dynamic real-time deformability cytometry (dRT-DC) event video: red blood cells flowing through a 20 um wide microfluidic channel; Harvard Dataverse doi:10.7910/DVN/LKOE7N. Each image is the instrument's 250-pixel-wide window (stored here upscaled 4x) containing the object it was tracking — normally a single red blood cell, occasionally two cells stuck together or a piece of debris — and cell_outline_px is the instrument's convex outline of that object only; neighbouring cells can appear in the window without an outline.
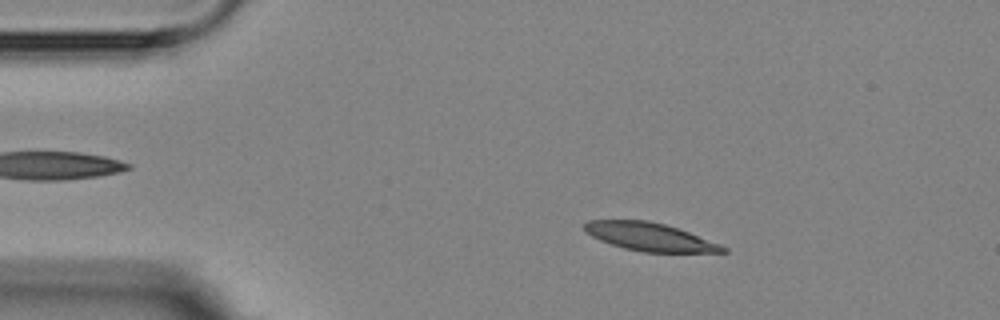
{"species": "Egyptian fruit bat (a non-hibernating species)", "species_latin": "Rousettus aegyptiacus", "temperature_condition": "room temperature", "stored_images_in_passage": 14, "camera_frame_rate_fps": 3000, "um_per_image_px": 0.085, "animal": {"sex": "female"}, "frame": {"image": 1, "passage_image": 2, "time_ms": 2.0, "image_size_px": [1000, 320], "cell_outline_px": [[728, 252], [644, 252], [624, 248], [600, 240], [584, 232], [584, 224], [588, 220], [648, 220], [664, 224], [688, 232], [720, 244], [728, 248]], "centroid_in_image_um": [55.21, 20.13], "position_along_channel_um": 29.8, "area_um2": 22.43}}
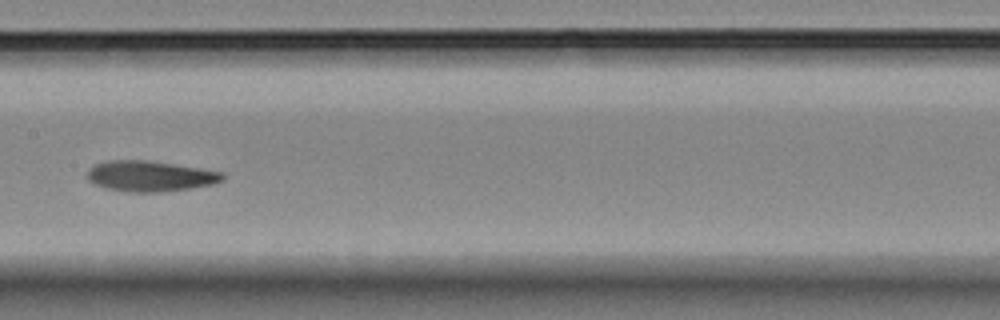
{"frame": {"image": 2, "passage_image": 7, "time_ms": 8.0, "image_size_px": [1000, 320], "cell_outline_px": [[224, 180], [216, 184], [192, 188], [160, 192], [124, 192], [92, 184], [88, 180], [88, 168], [92, 164], [108, 160], [148, 160], [200, 168], [224, 172]], "centroid_in_image_um": [12.76, 14.97], "position_along_channel_um": 194.6, "area_um2": 24.51}}
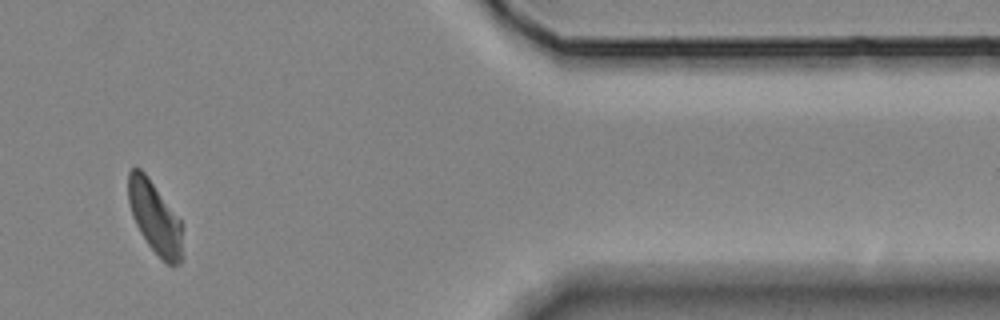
{"frame": {"image": 3, "passage_image": 12, "time_ms": 14.667, "image_size_px": [1000, 320], "cell_outline_px": [[184, 256], [180, 264], [172, 268], [148, 244], [140, 232], [132, 216], [128, 200], [128, 172], [132, 168], [140, 168], [144, 172], [180, 220]], "centroid_in_image_um": [13.18, 18.54], "position_along_channel_um": 398.2, "area_um2": 22.6}, "authors_computed_cell_mechanics": {"area_um2": 23.698, "velocity_mm_per_s": 3.5863, "shape_relaxation_time_tau1_ms": 4.4547, "shape_relaxation_time_tau2_ms": 2.7867, "deformation_change_tau1": 0.1165, "deformation_change_tau2": 0.0743}}